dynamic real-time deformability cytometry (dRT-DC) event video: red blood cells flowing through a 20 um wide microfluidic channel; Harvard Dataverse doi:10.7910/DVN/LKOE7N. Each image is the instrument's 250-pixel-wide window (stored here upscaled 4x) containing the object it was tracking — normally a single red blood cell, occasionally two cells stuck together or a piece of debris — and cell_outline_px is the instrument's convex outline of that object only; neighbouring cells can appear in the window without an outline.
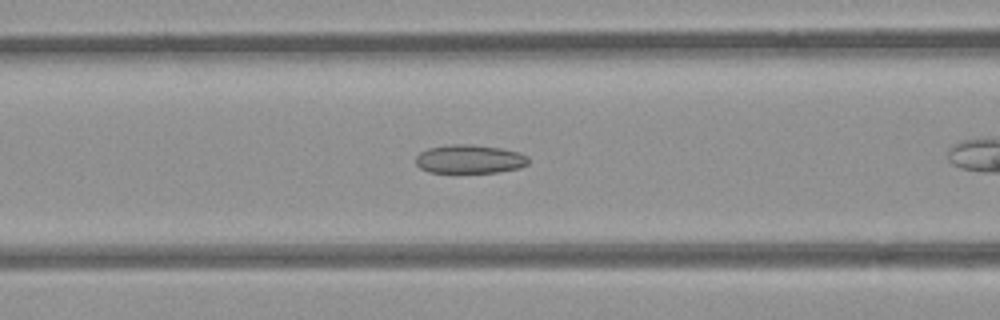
{"species": "common noctule bat (a hibernating species)", "species_latin": "Nyctalus noctula", "temperature_condition": "room temperature", "stored_images_in_passage": 40, "camera_frame_rate_fps": 3000, "um_per_image_px": 0.085, "animal": {"sex": "female", "body_mass_g": 21.9}, "frame": {"image": 1, "passage_image": 8, "time_ms": 2.333, "image_size_px": [1000, 320], "cell_outline_px": [[528, 164], [520, 168], [496, 172], [428, 172], [420, 168], [416, 164], [416, 156], [420, 152], [428, 148], [452, 144], [472, 144], [500, 148], [520, 152], [528, 156]], "centroid_in_image_um": [39.92, 13.52], "position_along_channel_um": 126.7, "area_um2": 18.84}}
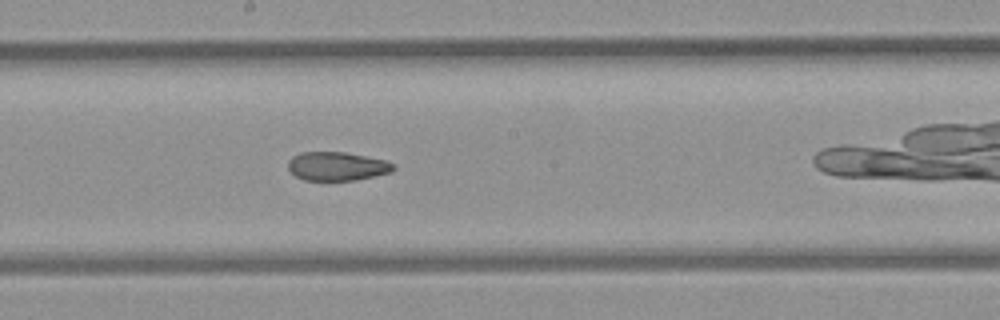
{"frame": {"image": 2, "passage_image": 15, "time_ms": 4.667, "image_size_px": [1000, 320], "cell_outline_px": [[396, 168], [392, 172], [356, 180], [304, 180], [296, 176], [288, 168], [288, 160], [292, 156], [300, 152], [344, 152], [388, 160], [396, 164]], "centroid_in_image_um": [28.69, 14.12], "position_along_channel_um": 219.5, "area_um2": 17.8}}
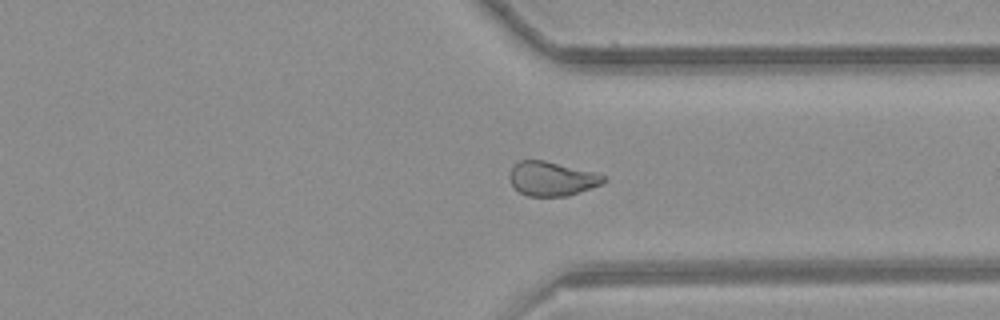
{"frame": {"image": 3, "passage_image": 26, "time_ms": 8.333, "image_size_px": [1000, 320], "cell_outline_px": [[608, 180], [604, 184], [568, 196], [528, 196], [520, 192], [512, 184], [508, 176], [512, 168], [520, 160], [544, 160], [592, 172], [604, 176]], "centroid_in_image_um": [46.92, 15.2], "position_along_channel_um": 364.5, "area_um2": 18.61}, "authors_computed_cell_mechanics": {"area_um2": 19.3052, "velocity_mm_per_s": 3.9738, "shape_relaxation_time_tau1_ms": null, "shape_relaxation_time_tau2_ms": 3.3166, "deformation_change_tau1": null, "deformation_change_tau2": 0.0942}}